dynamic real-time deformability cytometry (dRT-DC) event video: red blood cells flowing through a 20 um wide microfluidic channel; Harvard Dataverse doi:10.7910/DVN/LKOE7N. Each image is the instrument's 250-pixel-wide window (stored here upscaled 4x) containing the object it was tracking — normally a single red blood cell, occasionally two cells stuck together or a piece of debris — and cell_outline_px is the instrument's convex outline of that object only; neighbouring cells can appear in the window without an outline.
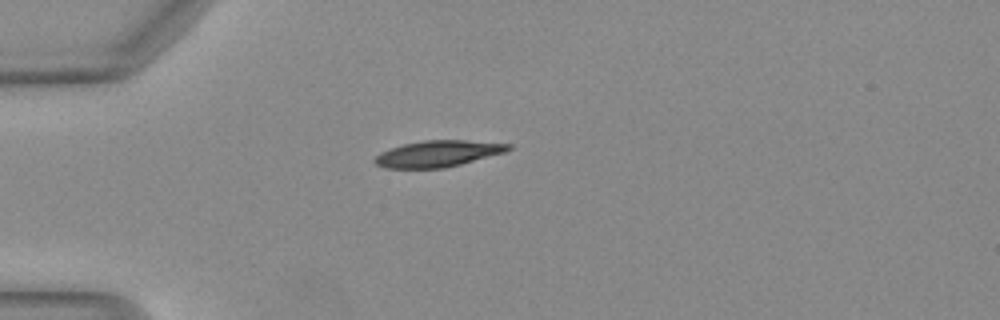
{"species": "Egyptian fruit bat (a non-hibernating species)", "species_latin": "Rousettus aegyptiacus", "temperature_condition": "warm", "stored_images_in_passage": 32, "camera_frame_rate_fps": 3000, "um_per_image_px": 0.085, "animal": {"sex": "female"}, "frame": {"image": 1, "passage_image": 1, "time_ms": 0.0, "image_size_px": [1000, 320], "cell_outline_px": [[512, 148], [504, 152], [460, 164], [444, 168], [384, 168], [376, 164], [372, 160], [380, 152], [404, 144], [424, 140], [464, 140], [512, 144]], "centroid_in_image_um": [37.2, 13.06], "position_along_channel_um": 47.8, "area_um2": 20.29}}
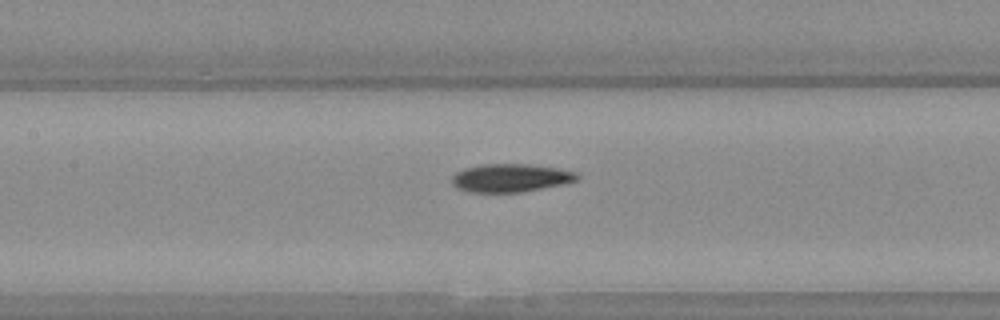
{"frame": {"image": 2, "passage_image": 11, "time_ms": 3.333, "image_size_px": [1000, 320], "cell_outline_px": [[580, 180], [564, 184], [520, 192], [468, 192], [456, 188], [452, 184], [452, 176], [456, 172], [464, 168], [480, 164], [528, 164], [560, 168], [576, 172], [580, 176]], "centroid_in_image_um": [43.41, 15.12], "position_along_channel_um": 164.0, "area_um2": 20.81}}
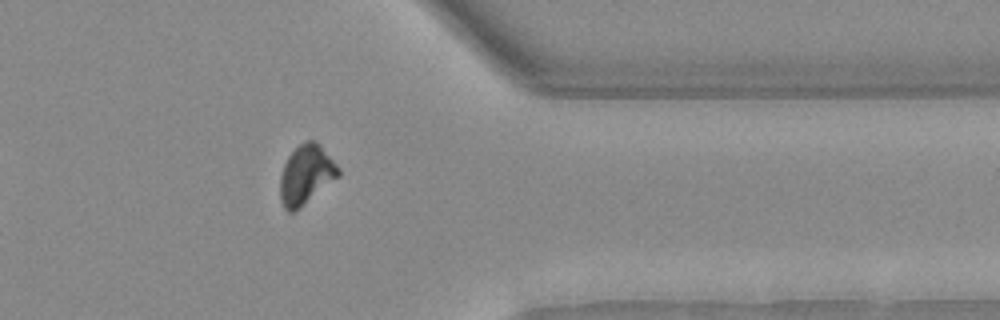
{"frame": {"image": 3, "passage_image": 28, "time_ms": 9.0, "image_size_px": [1000, 320], "cell_outline_px": [[340, 176], [292, 212], [288, 212], [284, 208], [280, 200], [280, 176], [284, 164], [288, 156], [304, 140], [316, 140], [320, 144], [340, 168]], "centroid_in_image_um": [26.02, 14.81], "position_along_channel_um": 385.4, "area_um2": 19.94}, "authors_computed_cell_mechanics": {"area_um2": 20.8369, "velocity_mm_per_s": 4.1029, "shape_relaxation_time_tau1_ms": 4.4112, "shape_relaxation_time_tau2_ms": 1.8014, "deformation_change_tau1": 0.1792, "deformation_change_tau2": 0.0613}}